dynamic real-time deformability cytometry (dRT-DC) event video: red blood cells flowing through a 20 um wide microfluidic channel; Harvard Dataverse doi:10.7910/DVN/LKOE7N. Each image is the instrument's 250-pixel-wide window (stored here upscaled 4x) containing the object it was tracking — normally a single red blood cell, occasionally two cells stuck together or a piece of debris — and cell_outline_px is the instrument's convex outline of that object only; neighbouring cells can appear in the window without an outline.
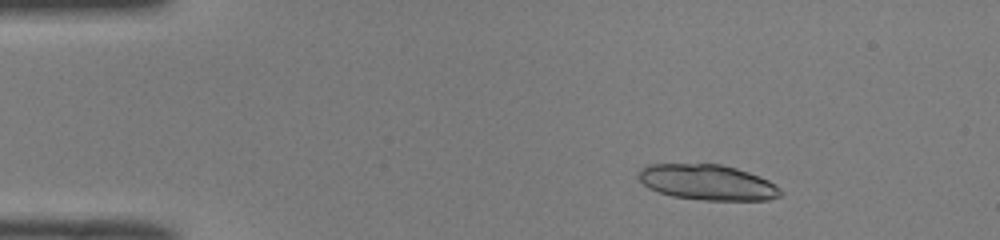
{"species": "common noctule bat (a hibernating species)", "species_latin": "Nyctalus noctula", "temperature_condition": "room temperature", "stored_images_in_passage": 50, "segment_of_instrument_passage": [1, 2], "camera_frame_rate_fps": 3000, "um_per_image_px": 0.085, "animal": {"sex": "male", "body_mass_g": 19.0, "forearm_length_mm": 50.8}, "frame": {"image": 1, "passage_image": 8, "time_ms": 2.333, "image_size_px": [1000, 240], "cell_outline_px": [[784, 192], [780, 196], [768, 200], [704, 200], [672, 196], [648, 188], [640, 180], [636, 172], [640, 168], [648, 164], [720, 164], [736, 168], [760, 176], [776, 184]], "centroid_in_image_um": [60.14, 15.49], "position_along_channel_um": 24.9, "area_um2": 29.54}}